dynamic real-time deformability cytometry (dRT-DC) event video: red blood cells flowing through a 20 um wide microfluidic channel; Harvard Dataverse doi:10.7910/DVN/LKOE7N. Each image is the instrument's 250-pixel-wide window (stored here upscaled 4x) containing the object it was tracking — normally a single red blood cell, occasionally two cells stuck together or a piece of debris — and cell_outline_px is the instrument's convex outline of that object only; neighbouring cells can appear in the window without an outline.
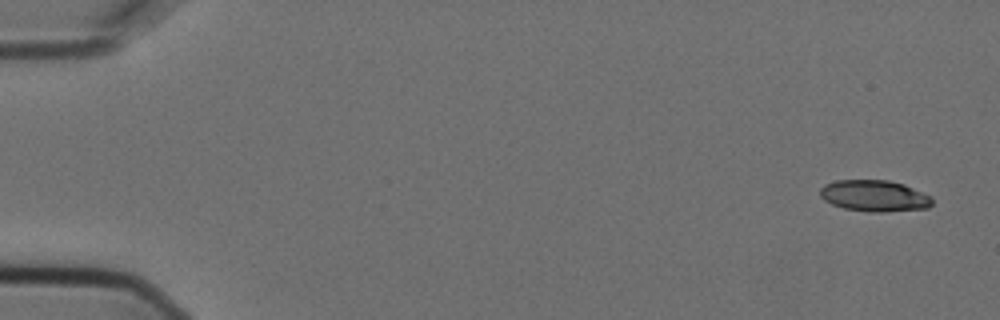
{"species": "Egyptian fruit bat (a non-hibernating species)", "species_latin": "Rousettus aegyptiacus", "temperature_condition": "cold", "stored_images_in_passage": 5, "camera_frame_rate_fps": 3000, "um_per_image_px": 0.085, "animal": {"sex": "female"}, "frame": {"image": 1, "passage_image": 1, "time_ms": 0.0, "image_size_px": [1000, 320], "cell_outline_px": [[932, 204], [928, 208], [884, 212], [868, 212], [844, 208], [832, 204], [824, 200], [820, 196], [820, 188], [824, 184], [836, 180], [888, 180], [904, 184], [932, 196]], "centroid_in_image_um": [74.32, 16.64], "position_along_channel_um": 10.7, "area_um2": 20.63}}
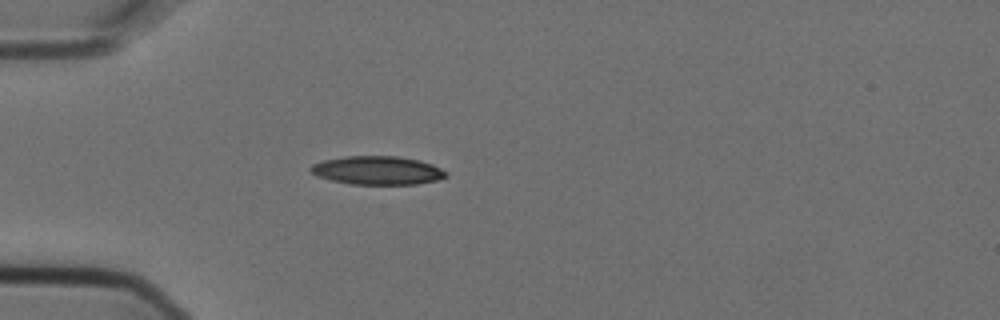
{"frame": {"image": 2, "passage_image": 5, "time_ms": 1.333, "image_size_px": [1000, 320], "cell_outline_px": [[448, 176], [436, 180], [416, 184], [352, 184], [332, 180], [308, 172], [308, 168], [312, 164], [324, 160], [344, 156], [396, 156], [420, 160], [432, 164], [448, 172]], "centroid_in_image_um": [32.08, 14.47], "position_along_channel_um": 52.9, "area_um2": 22.48}}